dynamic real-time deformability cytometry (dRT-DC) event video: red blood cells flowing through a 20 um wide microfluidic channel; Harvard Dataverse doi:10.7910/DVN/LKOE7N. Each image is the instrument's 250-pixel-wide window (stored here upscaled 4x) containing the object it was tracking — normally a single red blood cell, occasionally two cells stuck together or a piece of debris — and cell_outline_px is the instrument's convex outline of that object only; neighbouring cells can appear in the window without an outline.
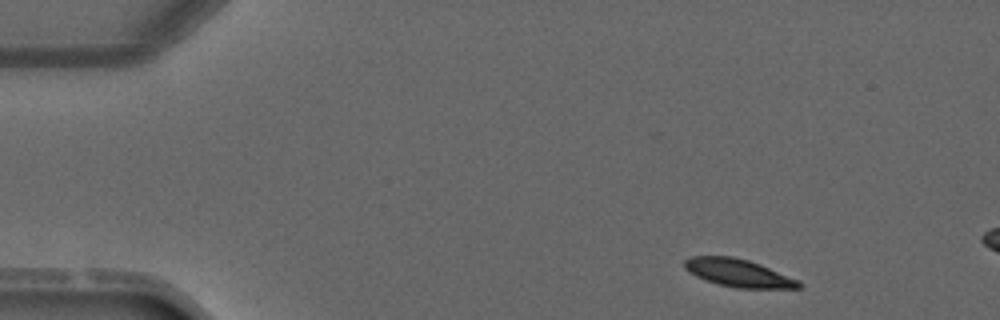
{"species": "common noctule bat (a hibernating species)", "species_latin": "Nyctalus noctula", "temperature_condition": "warm", "stored_images_in_passage": 3, "camera_frame_rate_fps": 3000, "um_per_image_px": 0.085, "animal": {"sex": "male", "forearm_length_mm": 52.5}, "frame": {"image": 1, "passage_image": 1, "time_ms": 0.0, "image_size_px": [1000, 320], "cell_outline_px": [[804, 284], [800, 288], [736, 288], [704, 280], [688, 272], [684, 268], [684, 260], [688, 256], [732, 256], [748, 260], [760, 264], [800, 280]], "centroid_in_image_um": [62.76, 23.2], "position_along_channel_um": 22.2, "area_um2": 18.67}}